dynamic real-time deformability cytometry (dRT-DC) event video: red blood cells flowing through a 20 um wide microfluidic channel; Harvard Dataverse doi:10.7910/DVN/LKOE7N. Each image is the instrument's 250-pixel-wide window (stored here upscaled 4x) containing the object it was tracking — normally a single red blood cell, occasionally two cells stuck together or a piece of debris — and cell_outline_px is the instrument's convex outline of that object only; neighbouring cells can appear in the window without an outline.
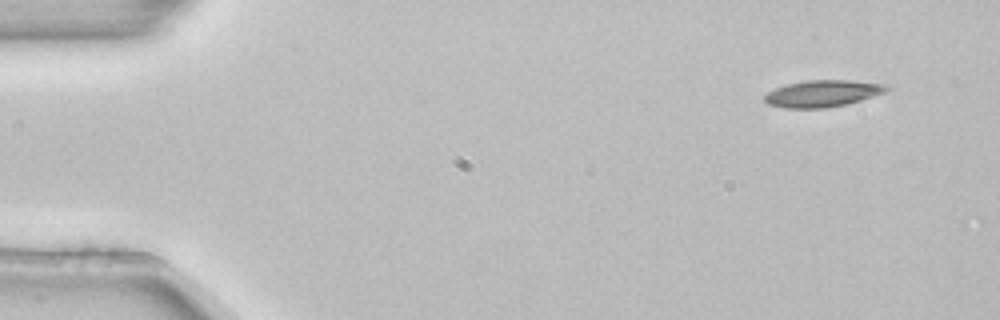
{"species": "common noctule bat (a hibernating species)", "species_latin": "Nyctalus noctula", "temperature_condition": "room temperature", "stored_images_in_passage": 4, "camera_frame_rate_fps": 3000, "um_per_image_px": 0.085, "animal": {"sex": "female", "body_mass_g": 22.7, "forearm_length_mm": 54.2}, "frame": {"image": 1, "passage_image": 1, "time_ms": 0.0, "image_size_px": [1000, 320], "cell_outline_px": [[892, 88], [884, 92], [860, 100], [844, 104], [824, 108], [784, 108], [768, 104], [764, 100], [764, 96], [768, 92], [776, 88], [788, 84], [808, 80], [852, 80], [884, 84]], "centroid_in_image_um": [69.91, 7.94], "position_along_channel_um": 15.1, "area_um2": 18.79}}
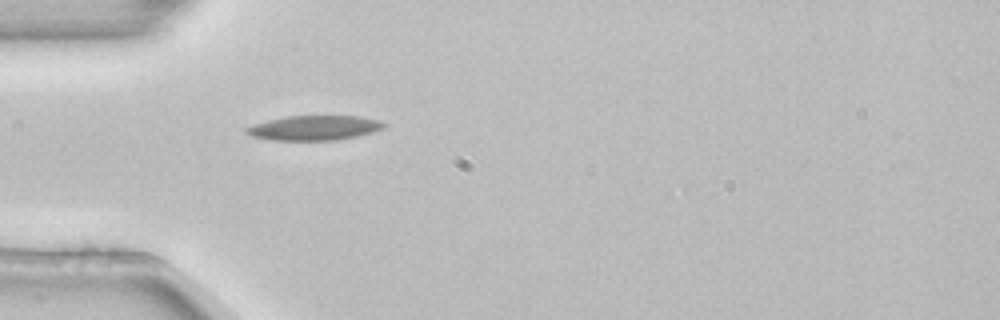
{"frame": {"image": 2, "passage_image": 4, "time_ms": 1.0, "image_size_px": [1000, 320], "cell_outline_px": [[388, 124], [384, 128], [372, 132], [356, 136], [336, 140], [272, 140], [252, 136], [244, 132], [244, 128], [252, 124], [268, 120], [288, 116], [360, 116], [380, 120]], "centroid_in_image_um": [26.71, 10.86], "position_along_channel_um": 58.3, "area_um2": 19.88}}